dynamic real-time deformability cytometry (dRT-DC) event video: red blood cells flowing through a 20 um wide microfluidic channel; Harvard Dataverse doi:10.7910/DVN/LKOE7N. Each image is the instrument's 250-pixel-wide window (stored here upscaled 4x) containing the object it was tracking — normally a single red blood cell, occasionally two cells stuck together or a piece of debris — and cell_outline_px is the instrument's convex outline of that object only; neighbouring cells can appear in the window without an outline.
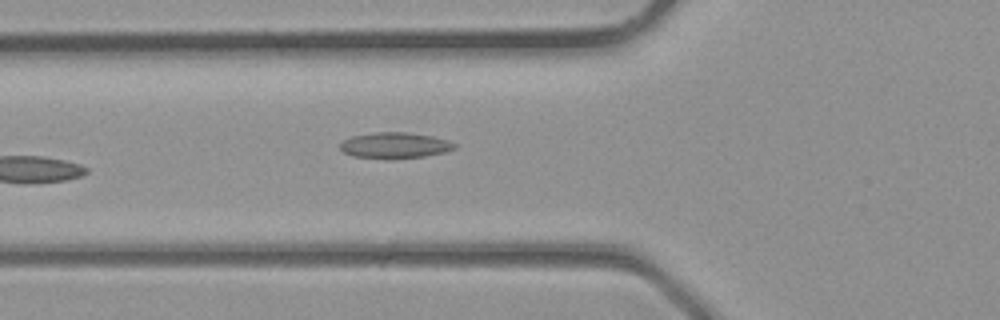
{"species": "common noctule bat (a hibernating species)", "species_latin": "Nyctalus noctula", "temperature_condition": "room temperature", "stored_images_in_passage": 3, "camera_frame_rate_fps": 3000, "um_per_image_px": 0.085, "animal": {"sex": "male", "body_mass_g": 23.1, "forearm_length_mm": 52.7}, "frame": {"image": 1, "passage_image": 3, "time_ms": 0.667, "image_size_px": [1000, 320], "cell_outline_px": [[456, 148], [444, 152], [424, 156], [388, 160], [352, 156], [344, 152], [340, 148], [340, 144], [344, 140], [352, 136], [376, 132], [404, 132], [432, 136], [448, 140], [456, 144]], "centroid_in_image_um": [33.55, 12.37], "position_along_channel_um": 92.3, "area_um2": 17.4}}